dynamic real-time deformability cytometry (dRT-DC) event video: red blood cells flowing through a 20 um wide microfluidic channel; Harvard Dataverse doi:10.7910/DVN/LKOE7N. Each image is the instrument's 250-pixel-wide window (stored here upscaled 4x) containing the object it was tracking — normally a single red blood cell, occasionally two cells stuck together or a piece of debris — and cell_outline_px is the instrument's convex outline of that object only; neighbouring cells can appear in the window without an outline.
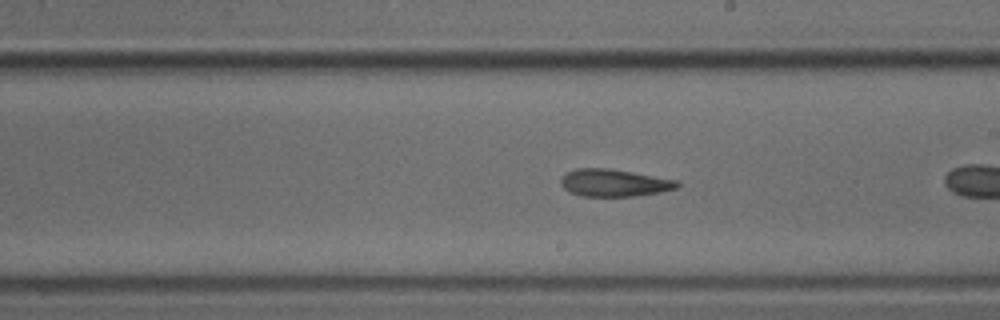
{"species": "common noctule bat (a hibernating species)", "species_latin": "Nyctalus noctula", "temperature_condition": "cold", "stored_images_in_passage": 26, "camera_frame_rate_fps": 3000, "um_per_image_px": 0.085, "animal": {"sex": "male", "body_mass_g": 18.8}, "frame": {"image": 1, "passage_image": 15, "time_ms": 4.667, "image_size_px": [1000, 320], "cell_outline_px": [[680, 184], [676, 188], [660, 192], [636, 196], [580, 196], [568, 192], [560, 184], [560, 180], [564, 172], [576, 168], [608, 168], [680, 180]], "centroid_in_image_um": [52.17, 15.54], "position_along_channel_um": 236.8, "area_um2": 18.79}}